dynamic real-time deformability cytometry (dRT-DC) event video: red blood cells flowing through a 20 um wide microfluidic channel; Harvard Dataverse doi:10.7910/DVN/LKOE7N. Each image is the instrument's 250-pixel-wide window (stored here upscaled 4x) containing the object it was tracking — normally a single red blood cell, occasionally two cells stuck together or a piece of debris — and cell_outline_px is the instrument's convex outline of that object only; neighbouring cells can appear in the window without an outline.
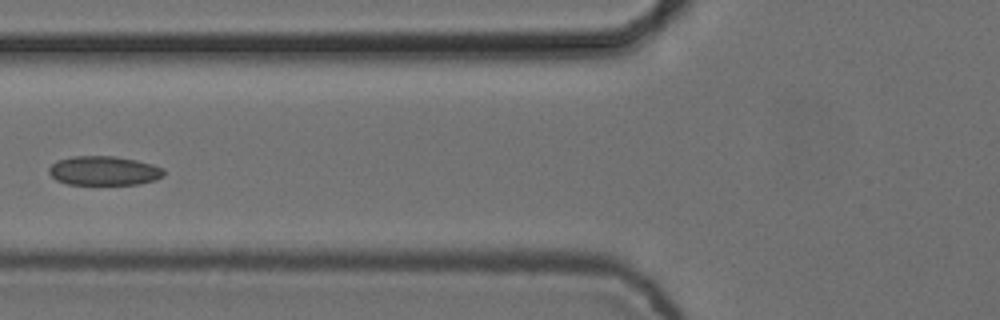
{"species": "common noctule bat (a hibernating species)", "species_latin": "Nyctalus noctula", "temperature_condition": "cold", "stored_images_in_passage": 5, "camera_frame_rate_fps": 3000, "um_per_image_px": 0.085, "animal": {"sex": "female", "body_mass_g": 24.6, "forearm_length_mm": 56.2}, "frame": {"image": 1, "passage_image": 5, "time_ms": 1.333, "image_size_px": [1000, 320], "cell_outline_px": [[164, 176], [156, 180], [140, 184], [68, 184], [56, 180], [48, 172], [48, 168], [56, 160], [72, 156], [116, 156], [136, 160], [152, 164], [164, 168]], "centroid_in_image_um": [8.84, 14.51], "position_along_channel_um": 117.0, "area_um2": 19.71}}